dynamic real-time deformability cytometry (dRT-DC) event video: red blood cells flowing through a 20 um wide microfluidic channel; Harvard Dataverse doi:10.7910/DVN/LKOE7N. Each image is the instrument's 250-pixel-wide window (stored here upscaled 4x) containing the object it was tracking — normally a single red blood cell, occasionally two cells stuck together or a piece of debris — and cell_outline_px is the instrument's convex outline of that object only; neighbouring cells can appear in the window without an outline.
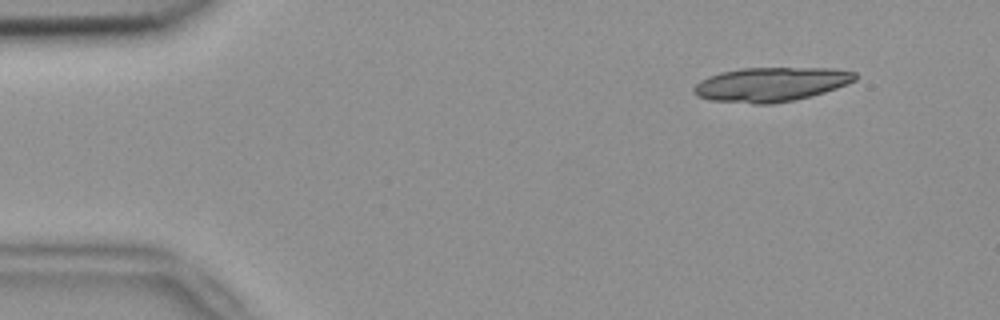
{"species": "common noctule bat (a hibernating species)", "species_latin": "Nyctalus noctula", "temperature_condition": "room temperature", "stored_images_in_passage": 10, "camera_frame_rate_fps": 3000, "um_per_image_px": 0.085, "animal": {"sex": "female", "body_mass_g": 18.4}, "frame": {"image": 1, "passage_image": 2, "time_ms": 0.333, "image_size_px": [1000, 320], "cell_outline_px": [[856, 80], [848, 84], [824, 92], [792, 100], [772, 104], [752, 104], [712, 100], [696, 96], [692, 92], [692, 88], [700, 80], [708, 76], [720, 72], [744, 68], [832, 68], [856, 72]], "centroid_in_image_um": [65.5, 7.17], "position_along_channel_um": 19.5, "area_um2": 32.19}}